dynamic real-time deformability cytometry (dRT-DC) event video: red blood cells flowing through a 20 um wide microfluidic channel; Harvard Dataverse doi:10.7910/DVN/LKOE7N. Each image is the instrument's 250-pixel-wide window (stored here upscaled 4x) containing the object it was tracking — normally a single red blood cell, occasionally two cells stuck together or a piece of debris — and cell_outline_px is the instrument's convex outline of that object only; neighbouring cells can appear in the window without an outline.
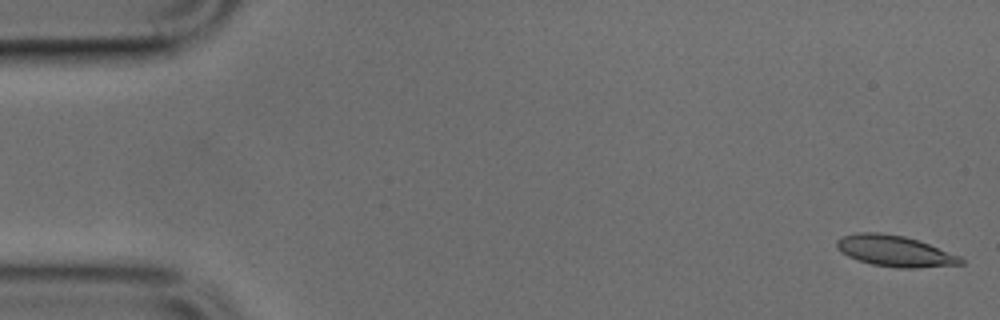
{"species": "common noctule bat (a hibernating species)", "species_latin": "Nyctalus noctula", "temperature_condition": "cold", "stored_images_in_passage": 50, "camera_frame_rate_fps": 3000, "um_per_image_px": 0.085, "animal": {"sex": "male", "body_mass_g": 17.9, "forearm_length_mm": 54.2}, "frame": {"image": 1, "passage_image": 1, "time_ms": 0.0, "image_size_px": [1000, 320], "cell_outline_px": [[964, 264], [916, 268], [900, 268], [872, 264], [848, 256], [840, 252], [836, 248], [836, 240], [844, 236], [856, 232], [880, 232], [904, 236], [928, 244], [960, 256], [964, 260]], "centroid_in_image_um": [76.04, 21.33], "position_along_channel_um": 9.0, "area_um2": 22.31}}
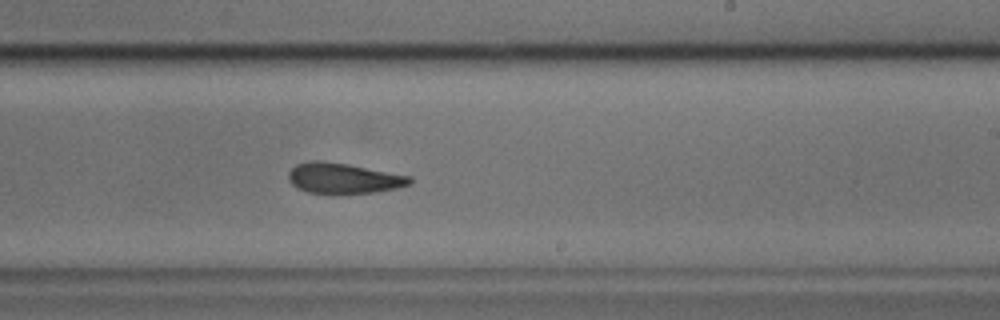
{"frame": {"image": 2, "passage_image": 29, "time_ms": 9.333, "image_size_px": [1000, 320], "cell_outline_px": [[412, 184], [396, 188], [376, 192], [340, 196], [308, 192], [296, 188], [288, 180], [288, 172], [296, 164], [308, 160], [316, 160], [348, 164], [412, 176]], "centroid_in_image_um": [29.18, 15.18], "position_along_channel_um": 259.8, "area_um2": 22.31}}
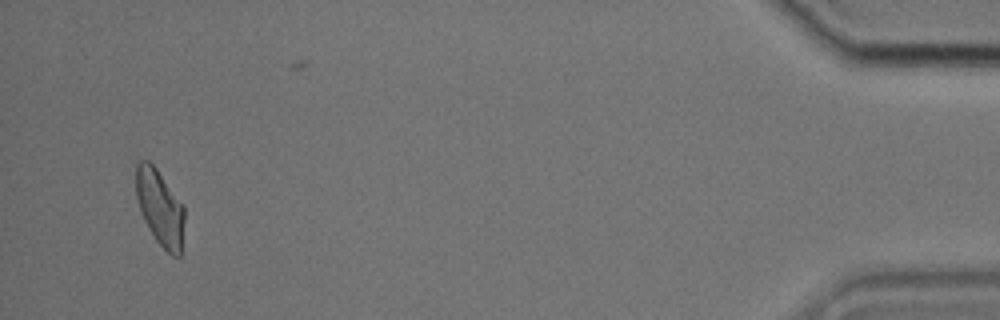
{"frame": {"image": 3, "passage_image": 47, "time_ms": 15.333, "image_size_px": [1000, 320], "cell_outline_px": [[184, 220], [180, 256], [172, 256], [156, 240], [144, 220], [140, 212], [136, 196], [136, 164], [140, 160], [148, 160], [156, 168], [184, 204]], "centroid_in_image_um": [13.59, 17.62], "position_along_channel_um": 421.6, "area_um2": 21.39}}